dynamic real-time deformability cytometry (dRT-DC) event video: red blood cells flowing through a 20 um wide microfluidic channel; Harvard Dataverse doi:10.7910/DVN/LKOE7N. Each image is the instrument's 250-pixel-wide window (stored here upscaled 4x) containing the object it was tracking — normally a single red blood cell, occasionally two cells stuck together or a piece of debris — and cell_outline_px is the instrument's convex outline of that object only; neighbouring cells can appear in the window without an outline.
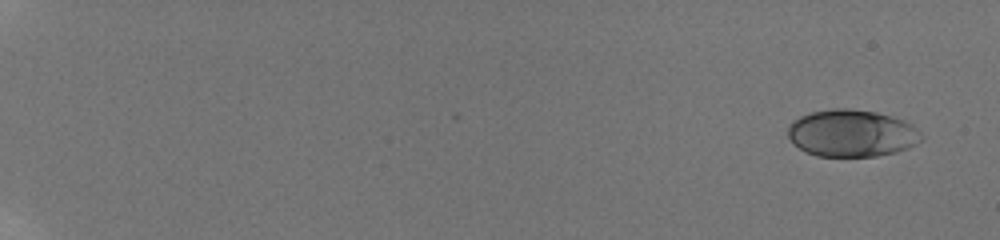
{"species": "human", "species_latin": "Homo sapiens", "temperature_condition": "room temperature", "stored_images_in_passage": 17, "camera_frame_rate_fps": 3000, "um_per_image_px": 0.085, "donor": {"sex": "male"}, "frame": {"image": 1, "passage_image": 1, "time_ms": 0.0, "image_size_px": [1000, 240], "cell_outline_px": [[924, 140], [908, 148], [896, 152], [876, 156], [816, 156], [804, 152], [792, 144], [788, 136], [788, 124], [792, 120], [808, 112], [832, 108], [848, 108], [876, 112], [904, 120], [912, 124], [924, 136]], "centroid_in_image_um": [72.37, 11.32], "position_along_channel_um": 12.6, "area_um2": 37.22}}
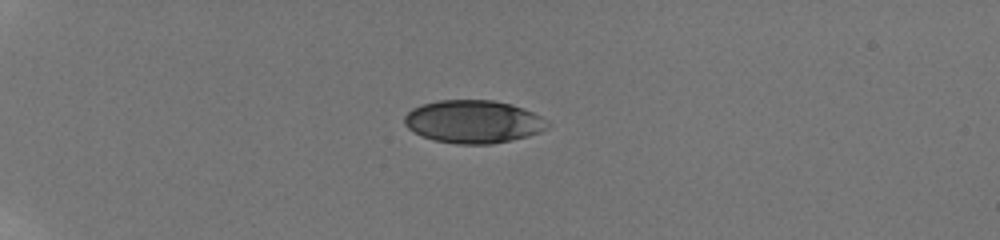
{"frame": {"image": 2, "passage_image": 8, "time_ms": 5.0, "image_size_px": [1000, 240], "cell_outline_px": [[548, 128], [540, 132], [528, 136], [512, 140], [488, 144], [456, 144], [436, 140], [420, 136], [408, 128], [404, 124], [404, 116], [412, 108], [436, 100], [492, 100], [512, 104], [532, 112], [540, 116], [548, 124]], "centroid_in_image_um": [40.21, 10.34], "position_along_channel_um": 44.8, "area_um2": 35.72}}
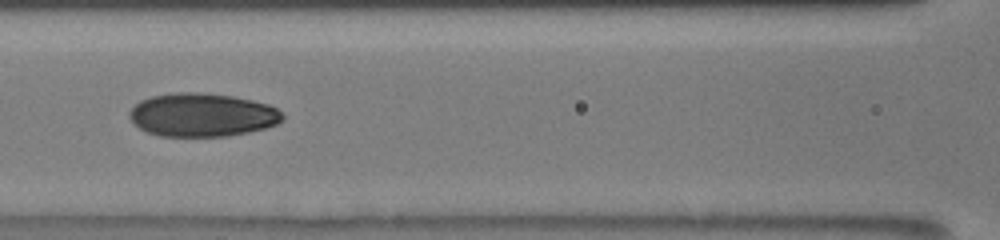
{"frame": {"image": 3, "passage_image": 16, "time_ms": 9.333, "image_size_px": [1000, 240], "cell_outline_px": [[284, 120], [276, 124], [264, 128], [248, 132], [228, 136], [160, 136], [148, 132], [140, 128], [128, 116], [128, 112], [140, 100], [152, 96], [176, 92], [200, 92], [232, 96], [252, 100], [268, 104], [276, 108], [284, 116]], "centroid_in_image_um": [17.19, 9.76], "position_along_channel_um": 149.4, "area_um2": 38.67}}